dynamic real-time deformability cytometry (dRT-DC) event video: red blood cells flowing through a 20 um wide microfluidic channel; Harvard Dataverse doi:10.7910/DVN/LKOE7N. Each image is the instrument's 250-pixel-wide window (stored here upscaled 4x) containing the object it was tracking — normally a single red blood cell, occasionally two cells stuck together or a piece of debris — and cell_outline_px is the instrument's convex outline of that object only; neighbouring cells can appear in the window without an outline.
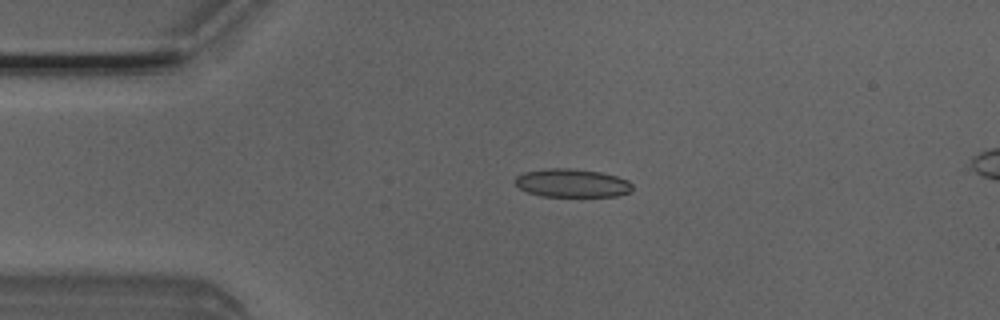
{"species": "Egyptian fruit bat (a non-hibernating species)", "species_latin": "Rousettus aegyptiacus", "temperature_condition": "room temperature", "stored_images_in_passage": 5, "camera_frame_rate_fps": 3000, "um_per_image_px": 0.085, "animal": {"sex": "male"}, "frame": {"image": 1, "passage_image": 3, "time_ms": 0.667, "image_size_px": [1000, 320], "cell_outline_px": [[632, 192], [616, 196], [540, 196], [528, 192], [520, 188], [512, 180], [516, 176], [524, 172], [548, 168], [572, 168], [600, 172], [616, 176], [628, 180], [632, 184]], "centroid_in_image_um": [48.61, 15.56], "position_along_channel_um": 36.4, "area_um2": 19.48}}